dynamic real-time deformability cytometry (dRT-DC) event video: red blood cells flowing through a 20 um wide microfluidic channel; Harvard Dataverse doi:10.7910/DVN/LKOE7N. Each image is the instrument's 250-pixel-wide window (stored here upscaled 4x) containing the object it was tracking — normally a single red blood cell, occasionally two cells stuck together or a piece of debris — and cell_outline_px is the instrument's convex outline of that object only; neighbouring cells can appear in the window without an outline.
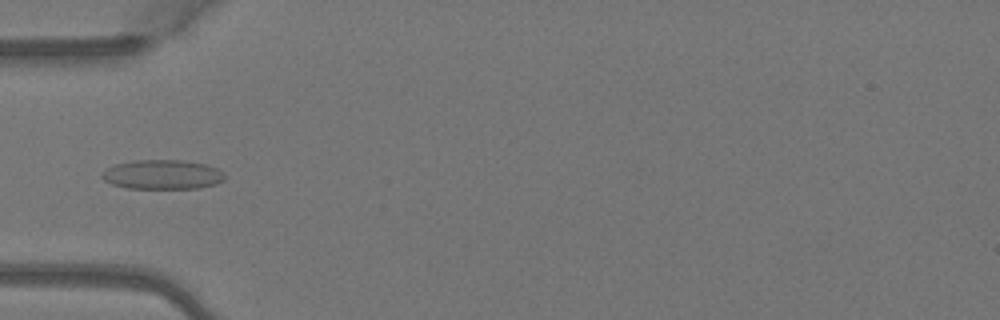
{"species": "Egyptian fruit bat (a non-hibernating species)", "species_latin": "Rousettus aegyptiacus", "temperature_condition": "warm", "stored_images_in_passage": 4, "camera_frame_rate_fps": 3000, "um_per_image_px": 0.085, "animal": {"sex": "female"}, "frame": {"image": 1, "passage_image": 4, "time_ms": 1.0, "image_size_px": [1000, 320], "cell_outline_px": [[224, 180], [216, 184], [200, 188], [128, 188], [112, 184], [104, 180], [100, 176], [100, 172], [116, 164], [132, 160], [184, 160], [204, 164], [216, 168], [224, 172]], "centroid_in_image_um": [13.8, 14.83], "position_along_channel_um": 71.2, "area_um2": 21.1}}